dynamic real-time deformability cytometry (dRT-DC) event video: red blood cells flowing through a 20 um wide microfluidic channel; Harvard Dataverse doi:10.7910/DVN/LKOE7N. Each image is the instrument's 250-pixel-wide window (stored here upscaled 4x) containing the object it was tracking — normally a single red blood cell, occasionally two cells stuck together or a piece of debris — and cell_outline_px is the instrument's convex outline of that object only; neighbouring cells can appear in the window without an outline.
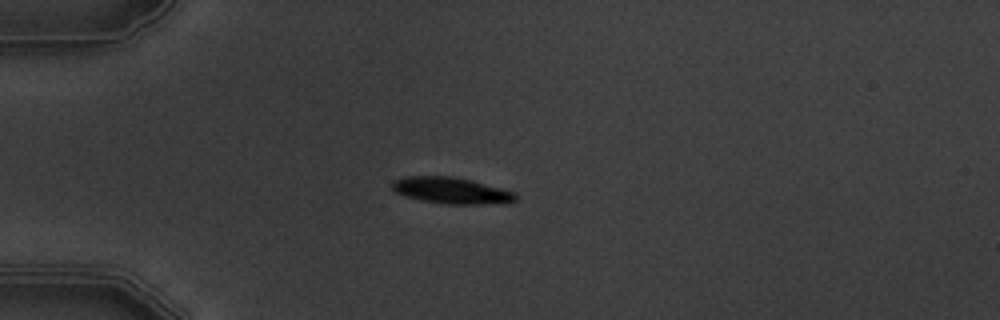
{"species": "common noctule bat (a hibernating species)", "species_latin": "Nyctalus noctula", "temperature_condition": "warm", "stored_images_in_passage": 4, "camera_frame_rate_fps": 3000, "um_per_image_px": 0.085, "animal": {"sex": "male", "body_mass_g": 19.5, "forearm_length_mm": 54.6}, "frame": {"image": 1, "passage_image": 4, "time_ms": 3.333, "image_size_px": [1000, 320], "cell_outline_px": [[516, 200], [508, 204], [444, 204], [420, 200], [404, 196], [396, 192], [392, 188], [392, 180], [404, 176], [452, 176], [472, 180], [516, 192]], "centroid_in_image_um": [38.38, 16.2], "position_along_channel_um": 46.6, "area_um2": 19.31}}